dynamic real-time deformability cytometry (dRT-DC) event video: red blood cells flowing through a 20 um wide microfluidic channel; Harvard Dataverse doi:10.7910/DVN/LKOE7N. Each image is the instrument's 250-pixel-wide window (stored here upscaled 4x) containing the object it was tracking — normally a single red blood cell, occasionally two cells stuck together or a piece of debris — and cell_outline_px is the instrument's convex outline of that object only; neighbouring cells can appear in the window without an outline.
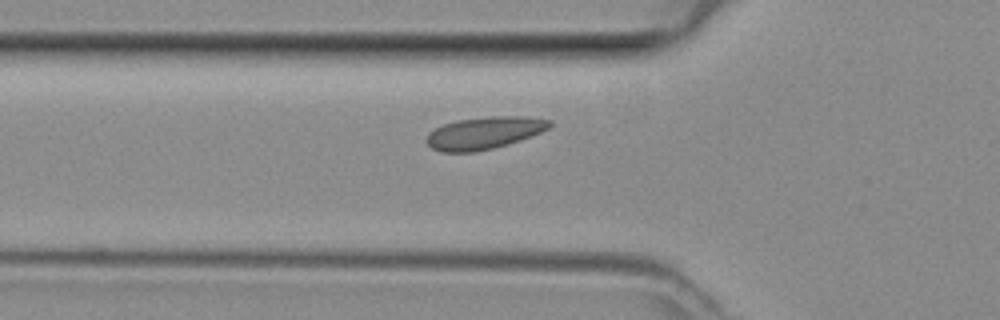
{"species": "common noctule bat (a hibernating species)", "species_latin": "Nyctalus noctula", "temperature_condition": "room temperature", "stored_images_in_passage": 34, "camera_frame_rate_fps": 3000, "um_per_image_px": 0.085, "animal": {"sex": "female", "body_mass_g": 29.2, "forearm_length_mm": 56.3}, "frame": {"image": 1, "passage_image": 5, "time_ms": 1.333, "image_size_px": [1000, 320], "cell_outline_px": [[552, 124], [548, 128], [540, 132], [520, 140], [492, 148], [472, 152], [440, 152], [432, 148], [424, 140], [428, 132], [444, 124], [456, 120], [492, 116], [524, 116], [552, 120]], "centroid_in_image_um": [41.12, 11.29], "position_along_channel_um": 84.7, "area_um2": 23.06}}
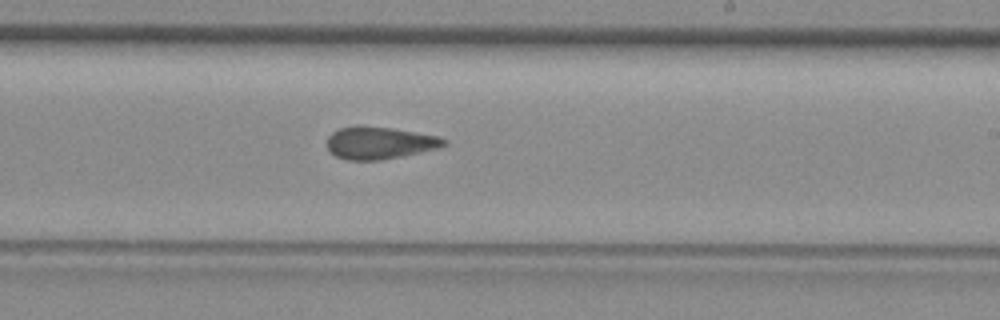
{"frame": {"image": 2, "passage_image": 17, "time_ms": 5.333, "image_size_px": [1000, 320], "cell_outline_px": [[448, 144], [440, 148], [380, 160], [348, 160], [336, 156], [328, 152], [328, 136], [332, 132], [340, 128], [360, 124], [392, 128], [440, 136], [448, 140]], "centroid_in_image_um": [32.28, 12.13], "position_along_channel_um": 256.7, "area_um2": 22.31}}
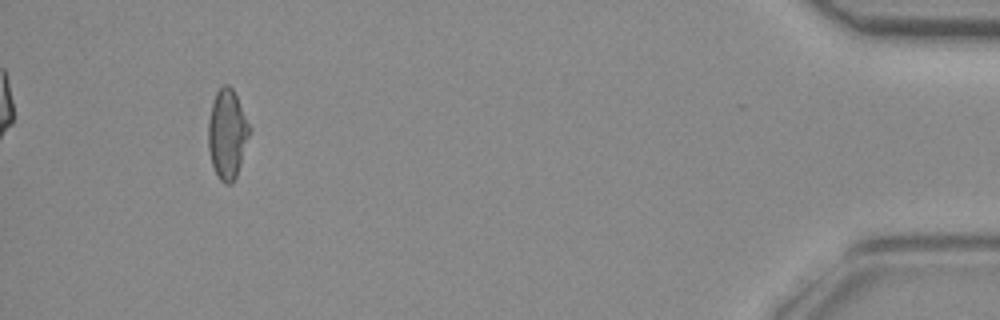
{"frame": {"image": 3, "passage_image": 33, "time_ms": 10.667, "image_size_px": [1000, 320], "cell_outline_px": [[252, 128], [236, 176], [232, 184], [224, 184], [220, 180], [212, 164], [208, 148], [208, 120], [212, 104], [216, 92], [224, 84], [228, 84], [232, 88]], "centroid_in_image_um": [19.32, 11.39], "position_along_channel_um": 415.9, "area_um2": 21.44}}